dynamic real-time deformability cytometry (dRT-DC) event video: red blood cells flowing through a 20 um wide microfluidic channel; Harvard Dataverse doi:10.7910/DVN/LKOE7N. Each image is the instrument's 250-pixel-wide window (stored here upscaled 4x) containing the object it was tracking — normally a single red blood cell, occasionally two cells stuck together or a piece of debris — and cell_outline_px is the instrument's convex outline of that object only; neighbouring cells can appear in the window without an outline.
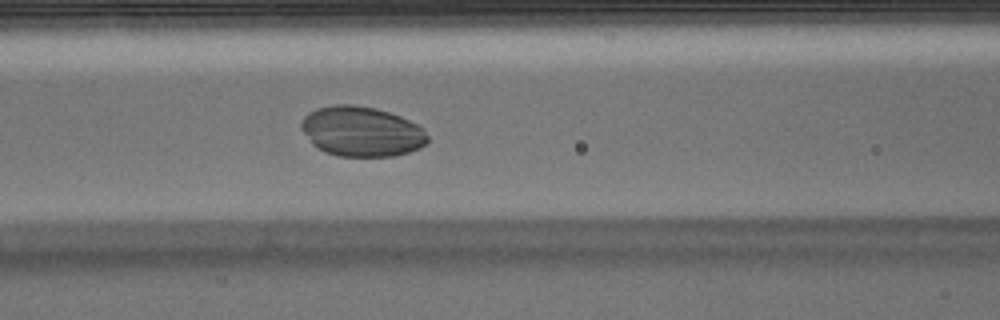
{"species": "Egyptian fruit bat (a non-hibernating species)", "species_latin": "Rousettus aegyptiacus", "temperature_condition": "warm", "stored_images_in_passage": 49, "camera_frame_rate_fps": 3000, "um_per_image_px": 0.085, "animal": {"sex": "male"}, "frame": {"image": 1, "passage_image": 18, "time_ms": 5.667, "image_size_px": [1000, 320], "cell_outline_px": [[428, 140], [420, 148], [408, 152], [392, 156], [336, 156], [324, 152], [316, 148], [312, 144], [300, 128], [300, 120], [308, 112], [316, 108], [336, 104], [352, 104], [376, 108], [400, 116], [420, 124], [424, 128], [428, 136]], "centroid_in_image_um": [30.71, 11.17], "position_along_channel_um": 135.9, "area_um2": 37.28}}
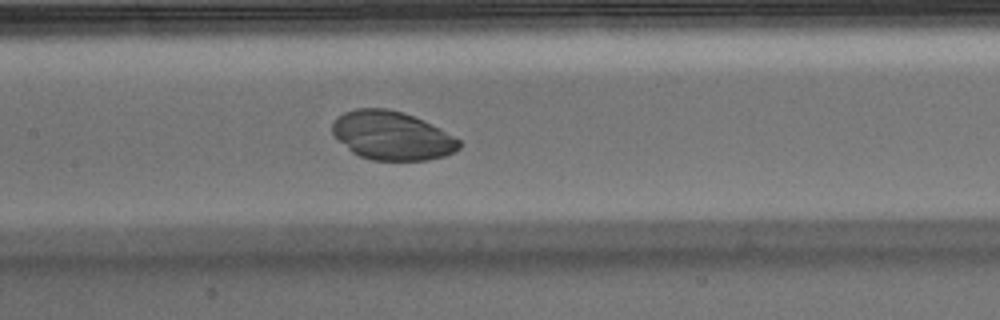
{"frame": {"image": 2, "passage_image": 21, "time_ms": 6.667, "image_size_px": [1000, 320], "cell_outline_px": [[460, 148], [444, 156], [428, 160], [372, 160], [360, 156], [352, 152], [332, 136], [332, 124], [344, 112], [356, 108], [388, 108], [404, 112], [424, 120], [440, 128], [460, 140]], "centroid_in_image_um": [33.3, 11.52], "position_along_channel_um": 174.1, "area_um2": 36.07}}